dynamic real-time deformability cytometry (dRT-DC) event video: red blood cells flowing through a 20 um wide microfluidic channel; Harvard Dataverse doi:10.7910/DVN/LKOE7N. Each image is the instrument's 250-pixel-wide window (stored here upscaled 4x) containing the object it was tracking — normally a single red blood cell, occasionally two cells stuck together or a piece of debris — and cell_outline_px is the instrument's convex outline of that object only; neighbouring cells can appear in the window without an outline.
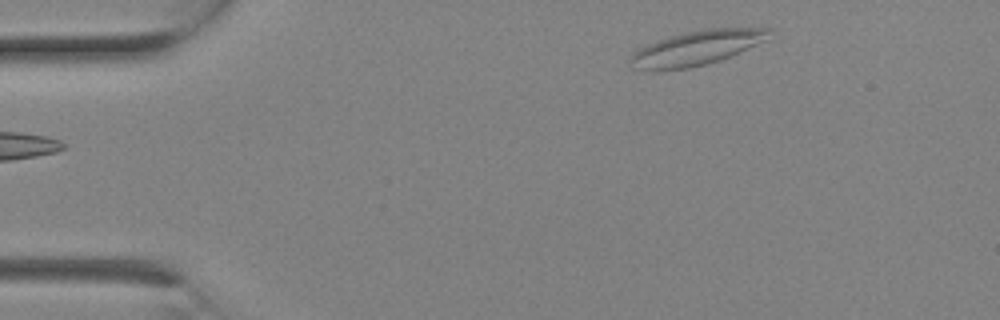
{"species": "Egyptian fruit bat (a non-hibernating species)", "species_latin": "Rousettus aegyptiacus", "temperature_condition": "room temperature", "stored_images_in_passage": 3, "camera_frame_rate_fps": 3000, "um_per_image_px": 0.085, "animal": {"sex": "female"}, "frame": {"image": 1, "passage_image": 3, "time_ms": 0.667, "image_size_px": [1000, 320], "cell_outline_px": [[772, 28], [768, 40], [720, 60], [688, 68], [656, 72], [644, 72], [636, 68], [628, 60], [632, 52], [644, 44], [668, 36], [708, 28]], "centroid_in_image_um": [59.13, 4.09], "position_along_channel_um": 25.9, "area_um2": 28.38}}